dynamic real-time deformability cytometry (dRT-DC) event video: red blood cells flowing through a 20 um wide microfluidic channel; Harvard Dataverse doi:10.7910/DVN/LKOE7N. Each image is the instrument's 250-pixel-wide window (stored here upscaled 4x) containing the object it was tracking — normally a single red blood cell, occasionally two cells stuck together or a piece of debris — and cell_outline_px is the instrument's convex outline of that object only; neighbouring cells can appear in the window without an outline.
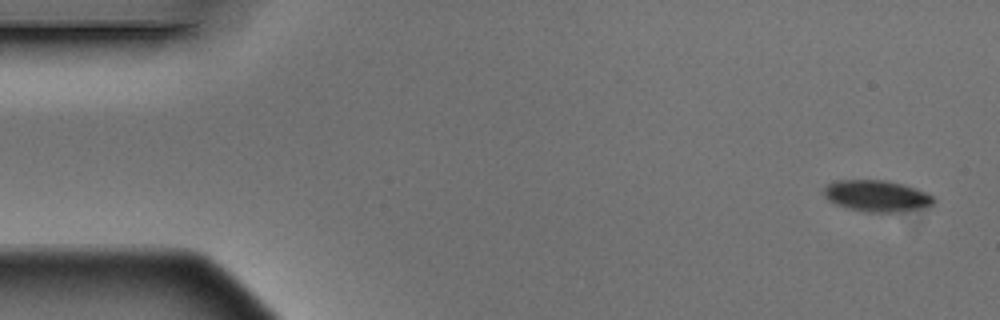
{"species": "Egyptian fruit bat (a non-hibernating species)", "species_latin": "Rousettus aegyptiacus", "temperature_condition": "warm", "stored_images_in_passage": 5, "camera_frame_rate_fps": 3000, "um_per_image_px": 0.085, "animal": {"sex": "male"}, "frame": {"image": 1, "passage_image": 1, "time_ms": 0.0, "image_size_px": [1000, 320], "cell_outline_px": [[932, 204], [928, 208], [896, 212], [868, 212], [836, 204], [828, 200], [824, 196], [824, 188], [828, 184], [836, 180], [888, 180], [904, 184], [916, 188], [932, 196]], "centroid_in_image_um": [74.53, 16.64], "position_along_channel_um": 10.5, "area_um2": 20.0}}
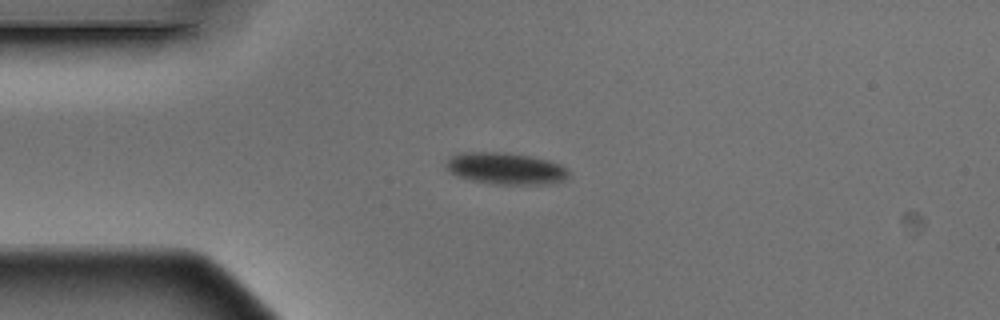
{"frame": {"image": 2, "passage_image": 4, "time_ms": 1.0, "image_size_px": [1000, 320], "cell_outline_px": [[568, 176], [564, 180], [552, 184], [496, 184], [472, 180], [448, 172], [444, 168], [444, 164], [452, 156], [460, 152], [504, 152], [532, 156], [548, 160], [560, 164], [568, 168]], "centroid_in_image_um": [42.98, 14.31], "position_along_channel_um": 42.0, "area_um2": 22.83}}